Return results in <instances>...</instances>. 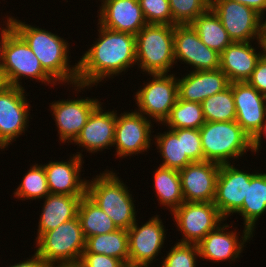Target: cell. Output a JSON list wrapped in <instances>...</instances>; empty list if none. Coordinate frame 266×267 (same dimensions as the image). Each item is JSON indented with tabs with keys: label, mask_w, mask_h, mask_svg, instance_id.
I'll use <instances>...</instances> for the list:
<instances>
[{
	"label": "cell",
	"mask_w": 266,
	"mask_h": 267,
	"mask_svg": "<svg viewBox=\"0 0 266 267\" xmlns=\"http://www.w3.org/2000/svg\"><path fill=\"white\" fill-rule=\"evenodd\" d=\"M157 152L160 153L162 164L160 166L181 170L193 163L187 155H183L182 129H168L154 136Z\"/></svg>",
	"instance_id": "obj_31"
},
{
	"label": "cell",
	"mask_w": 266,
	"mask_h": 267,
	"mask_svg": "<svg viewBox=\"0 0 266 267\" xmlns=\"http://www.w3.org/2000/svg\"><path fill=\"white\" fill-rule=\"evenodd\" d=\"M210 8L233 42L263 41L265 17L254 9L231 0H210Z\"/></svg>",
	"instance_id": "obj_8"
},
{
	"label": "cell",
	"mask_w": 266,
	"mask_h": 267,
	"mask_svg": "<svg viewBox=\"0 0 266 267\" xmlns=\"http://www.w3.org/2000/svg\"><path fill=\"white\" fill-rule=\"evenodd\" d=\"M235 121L253 140L266 123V96L247 82H233Z\"/></svg>",
	"instance_id": "obj_17"
},
{
	"label": "cell",
	"mask_w": 266,
	"mask_h": 267,
	"mask_svg": "<svg viewBox=\"0 0 266 267\" xmlns=\"http://www.w3.org/2000/svg\"><path fill=\"white\" fill-rule=\"evenodd\" d=\"M129 187L109 169L87 180L86 195L95 202L114 222L118 229L128 230L135 222V200Z\"/></svg>",
	"instance_id": "obj_3"
},
{
	"label": "cell",
	"mask_w": 266,
	"mask_h": 267,
	"mask_svg": "<svg viewBox=\"0 0 266 267\" xmlns=\"http://www.w3.org/2000/svg\"><path fill=\"white\" fill-rule=\"evenodd\" d=\"M97 25L134 36L148 23L138 0H100ZM100 11V12H99Z\"/></svg>",
	"instance_id": "obj_19"
},
{
	"label": "cell",
	"mask_w": 266,
	"mask_h": 267,
	"mask_svg": "<svg viewBox=\"0 0 266 267\" xmlns=\"http://www.w3.org/2000/svg\"><path fill=\"white\" fill-rule=\"evenodd\" d=\"M254 9L262 17L266 11V0H231Z\"/></svg>",
	"instance_id": "obj_43"
},
{
	"label": "cell",
	"mask_w": 266,
	"mask_h": 267,
	"mask_svg": "<svg viewBox=\"0 0 266 267\" xmlns=\"http://www.w3.org/2000/svg\"><path fill=\"white\" fill-rule=\"evenodd\" d=\"M199 131L204 161L229 164L233 159L236 161L242 157L249 149L252 151V139L235 120L206 121Z\"/></svg>",
	"instance_id": "obj_4"
},
{
	"label": "cell",
	"mask_w": 266,
	"mask_h": 267,
	"mask_svg": "<svg viewBox=\"0 0 266 267\" xmlns=\"http://www.w3.org/2000/svg\"><path fill=\"white\" fill-rule=\"evenodd\" d=\"M15 31L25 40L39 59L43 69L58 84L77 83L78 63L70 65L68 41L46 29L26 24L13 17Z\"/></svg>",
	"instance_id": "obj_2"
},
{
	"label": "cell",
	"mask_w": 266,
	"mask_h": 267,
	"mask_svg": "<svg viewBox=\"0 0 266 267\" xmlns=\"http://www.w3.org/2000/svg\"><path fill=\"white\" fill-rule=\"evenodd\" d=\"M256 43L261 51H256L251 42H232L220 54L219 68L226 74L230 83L246 82L250 78L258 60L265 53L264 42Z\"/></svg>",
	"instance_id": "obj_23"
},
{
	"label": "cell",
	"mask_w": 266,
	"mask_h": 267,
	"mask_svg": "<svg viewBox=\"0 0 266 267\" xmlns=\"http://www.w3.org/2000/svg\"><path fill=\"white\" fill-rule=\"evenodd\" d=\"M80 98L53 101L49 106L62 143L73 144L92 111L101 103L96 98Z\"/></svg>",
	"instance_id": "obj_15"
},
{
	"label": "cell",
	"mask_w": 266,
	"mask_h": 267,
	"mask_svg": "<svg viewBox=\"0 0 266 267\" xmlns=\"http://www.w3.org/2000/svg\"><path fill=\"white\" fill-rule=\"evenodd\" d=\"M175 64L180 61L192 71L216 70L220 66V54L207 47L191 24L174 25Z\"/></svg>",
	"instance_id": "obj_14"
},
{
	"label": "cell",
	"mask_w": 266,
	"mask_h": 267,
	"mask_svg": "<svg viewBox=\"0 0 266 267\" xmlns=\"http://www.w3.org/2000/svg\"><path fill=\"white\" fill-rule=\"evenodd\" d=\"M83 253L112 256L121 260L128 267V230L117 229L108 234H99L88 237L86 239V248Z\"/></svg>",
	"instance_id": "obj_29"
},
{
	"label": "cell",
	"mask_w": 266,
	"mask_h": 267,
	"mask_svg": "<svg viewBox=\"0 0 266 267\" xmlns=\"http://www.w3.org/2000/svg\"><path fill=\"white\" fill-rule=\"evenodd\" d=\"M172 26L191 24L199 15L210 8V0H169Z\"/></svg>",
	"instance_id": "obj_35"
},
{
	"label": "cell",
	"mask_w": 266,
	"mask_h": 267,
	"mask_svg": "<svg viewBox=\"0 0 266 267\" xmlns=\"http://www.w3.org/2000/svg\"><path fill=\"white\" fill-rule=\"evenodd\" d=\"M82 153L77 152L68 161H50L43 167L51 194L86 195L87 179L81 178Z\"/></svg>",
	"instance_id": "obj_21"
},
{
	"label": "cell",
	"mask_w": 266,
	"mask_h": 267,
	"mask_svg": "<svg viewBox=\"0 0 266 267\" xmlns=\"http://www.w3.org/2000/svg\"><path fill=\"white\" fill-rule=\"evenodd\" d=\"M196 256H200L197 244L177 242L161 260L160 267H196Z\"/></svg>",
	"instance_id": "obj_36"
},
{
	"label": "cell",
	"mask_w": 266,
	"mask_h": 267,
	"mask_svg": "<svg viewBox=\"0 0 266 267\" xmlns=\"http://www.w3.org/2000/svg\"><path fill=\"white\" fill-rule=\"evenodd\" d=\"M232 227L231 225H219L216 229L210 231L197 245L199 248V258L203 260L215 261H236L240 258L241 252L244 250V245L249 242L253 234L244 227L242 236L240 237L237 232L227 231Z\"/></svg>",
	"instance_id": "obj_18"
},
{
	"label": "cell",
	"mask_w": 266,
	"mask_h": 267,
	"mask_svg": "<svg viewBox=\"0 0 266 267\" xmlns=\"http://www.w3.org/2000/svg\"><path fill=\"white\" fill-rule=\"evenodd\" d=\"M148 24L172 25L169 0H138Z\"/></svg>",
	"instance_id": "obj_37"
},
{
	"label": "cell",
	"mask_w": 266,
	"mask_h": 267,
	"mask_svg": "<svg viewBox=\"0 0 266 267\" xmlns=\"http://www.w3.org/2000/svg\"><path fill=\"white\" fill-rule=\"evenodd\" d=\"M153 177L157 200L172 213L184 202L179 171L159 166Z\"/></svg>",
	"instance_id": "obj_27"
},
{
	"label": "cell",
	"mask_w": 266,
	"mask_h": 267,
	"mask_svg": "<svg viewBox=\"0 0 266 267\" xmlns=\"http://www.w3.org/2000/svg\"><path fill=\"white\" fill-rule=\"evenodd\" d=\"M84 195L49 194L40 214L36 241L45 233L78 216V207Z\"/></svg>",
	"instance_id": "obj_25"
},
{
	"label": "cell",
	"mask_w": 266,
	"mask_h": 267,
	"mask_svg": "<svg viewBox=\"0 0 266 267\" xmlns=\"http://www.w3.org/2000/svg\"><path fill=\"white\" fill-rule=\"evenodd\" d=\"M246 82L260 94L266 96V53L258 60L255 69Z\"/></svg>",
	"instance_id": "obj_40"
},
{
	"label": "cell",
	"mask_w": 266,
	"mask_h": 267,
	"mask_svg": "<svg viewBox=\"0 0 266 267\" xmlns=\"http://www.w3.org/2000/svg\"><path fill=\"white\" fill-rule=\"evenodd\" d=\"M205 122L201 103L178 98L163 124L168 129H200Z\"/></svg>",
	"instance_id": "obj_32"
},
{
	"label": "cell",
	"mask_w": 266,
	"mask_h": 267,
	"mask_svg": "<svg viewBox=\"0 0 266 267\" xmlns=\"http://www.w3.org/2000/svg\"><path fill=\"white\" fill-rule=\"evenodd\" d=\"M171 214L182 233L179 242L188 244H198L226 220L213 202H183Z\"/></svg>",
	"instance_id": "obj_10"
},
{
	"label": "cell",
	"mask_w": 266,
	"mask_h": 267,
	"mask_svg": "<svg viewBox=\"0 0 266 267\" xmlns=\"http://www.w3.org/2000/svg\"><path fill=\"white\" fill-rule=\"evenodd\" d=\"M191 26L196 30L201 41L219 54L233 42L211 8L199 15Z\"/></svg>",
	"instance_id": "obj_28"
},
{
	"label": "cell",
	"mask_w": 266,
	"mask_h": 267,
	"mask_svg": "<svg viewBox=\"0 0 266 267\" xmlns=\"http://www.w3.org/2000/svg\"><path fill=\"white\" fill-rule=\"evenodd\" d=\"M77 267H127L121 260L103 254L83 253Z\"/></svg>",
	"instance_id": "obj_39"
},
{
	"label": "cell",
	"mask_w": 266,
	"mask_h": 267,
	"mask_svg": "<svg viewBox=\"0 0 266 267\" xmlns=\"http://www.w3.org/2000/svg\"><path fill=\"white\" fill-rule=\"evenodd\" d=\"M78 217L85 239L99 234H108L118 229L113 220L87 195L80 200Z\"/></svg>",
	"instance_id": "obj_30"
},
{
	"label": "cell",
	"mask_w": 266,
	"mask_h": 267,
	"mask_svg": "<svg viewBox=\"0 0 266 267\" xmlns=\"http://www.w3.org/2000/svg\"><path fill=\"white\" fill-rule=\"evenodd\" d=\"M50 194L47 176L42 164H33L25 173L19 186L15 189L14 197L21 200L44 199Z\"/></svg>",
	"instance_id": "obj_34"
},
{
	"label": "cell",
	"mask_w": 266,
	"mask_h": 267,
	"mask_svg": "<svg viewBox=\"0 0 266 267\" xmlns=\"http://www.w3.org/2000/svg\"><path fill=\"white\" fill-rule=\"evenodd\" d=\"M166 230L159 215L150 218L142 226L136 222L128 229V267L150 266L161 253Z\"/></svg>",
	"instance_id": "obj_13"
},
{
	"label": "cell",
	"mask_w": 266,
	"mask_h": 267,
	"mask_svg": "<svg viewBox=\"0 0 266 267\" xmlns=\"http://www.w3.org/2000/svg\"><path fill=\"white\" fill-rule=\"evenodd\" d=\"M10 85L23 87L22 77L26 80L41 81L46 85L56 82L41 66L39 59L32 52L25 40L14 31L5 46L2 65Z\"/></svg>",
	"instance_id": "obj_9"
},
{
	"label": "cell",
	"mask_w": 266,
	"mask_h": 267,
	"mask_svg": "<svg viewBox=\"0 0 266 267\" xmlns=\"http://www.w3.org/2000/svg\"><path fill=\"white\" fill-rule=\"evenodd\" d=\"M98 27L99 38L77 61V83L72 85L76 92L91 89L104 78L118 76L136 65L135 36Z\"/></svg>",
	"instance_id": "obj_1"
},
{
	"label": "cell",
	"mask_w": 266,
	"mask_h": 267,
	"mask_svg": "<svg viewBox=\"0 0 266 267\" xmlns=\"http://www.w3.org/2000/svg\"><path fill=\"white\" fill-rule=\"evenodd\" d=\"M7 21L5 23V27H1V32H0V65H2L3 62V56H4V50L6 43L10 37V35L15 31L14 27V20L12 16L7 15Z\"/></svg>",
	"instance_id": "obj_41"
},
{
	"label": "cell",
	"mask_w": 266,
	"mask_h": 267,
	"mask_svg": "<svg viewBox=\"0 0 266 267\" xmlns=\"http://www.w3.org/2000/svg\"><path fill=\"white\" fill-rule=\"evenodd\" d=\"M243 217L244 226L252 234L258 218L266 213V173L257 171L247 182V192L242 207L236 212Z\"/></svg>",
	"instance_id": "obj_26"
},
{
	"label": "cell",
	"mask_w": 266,
	"mask_h": 267,
	"mask_svg": "<svg viewBox=\"0 0 266 267\" xmlns=\"http://www.w3.org/2000/svg\"><path fill=\"white\" fill-rule=\"evenodd\" d=\"M152 80L143 83V88L135 92L137 112L163 125L178 99V80L175 74H148Z\"/></svg>",
	"instance_id": "obj_7"
},
{
	"label": "cell",
	"mask_w": 266,
	"mask_h": 267,
	"mask_svg": "<svg viewBox=\"0 0 266 267\" xmlns=\"http://www.w3.org/2000/svg\"><path fill=\"white\" fill-rule=\"evenodd\" d=\"M24 87L10 86L0 92V148L4 150L27 130L31 107ZM28 124V125H27ZM14 140V141H13Z\"/></svg>",
	"instance_id": "obj_12"
},
{
	"label": "cell",
	"mask_w": 266,
	"mask_h": 267,
	"mask_svg": "<svg viewBox=\"0 0 266 267\" xmlns=\"http://www.w3.org/2000/svg\"><path fill=\"white\" fill-rule=\"evenodd\" d=\"M120 115V116H118ZM153 124L136 109L131 112L117 114L114 133V143L117 158H125L147 152L150 149ZM152 135V136H151Z\"/></svg>",
	"instance_id": "obj_11"
},
{
	"label": "cell",
	"mask_w": 266,
	"mask_h": 267,
	"mask_svg": "<svg viewBox=\"0 0 266 267\" xmlns=\"http://www.w3.org/2000/svg\"><path fill=\"white\" fill-rule=\"evenodd\" d=\"M205 121L227 122L236 119L233 97V83L224 91L214 94L201 102Z\"/></svg>",
	"instance_id": "obj_33"
},
{
	"label": "cell",
	"mask_w": 266,
	"mask_h": 267,
	"mask_svg": "<svg viewBox=\"0 0 266 267\" xmlns=\"http://www.w3.org/2000/svg\"><path fill=\"white\" fill-rule=\"evenodd\" d=\"M100 103L90 114L80 134L73 142L84 147L89 153L112 147L116 124V111H104Z\"/></svg>",
	"instance_id": "obj_22"
},
{
	"label": "cell",
	"mask_w": 266,
	"mask_h": 267,
	"mask_svg": "<svg viewBox=\"0 0 266 267\" xmlns=\"http://www.w3.org/2000/svg\"><path fill=\"white\" fill-rule=\"evenodd\" d=\"M182 146L183 155H187V157L192 162L204 161V154L201 144V134L199 129L183 128Z\"/></svg>",
	"instance_id": "obj_38"
},
{
	"label": "cell",
	"mask_w": 266,
	"mask_h": 267,
	"mask_svg": "<svg viewBox=\"0 0 266 267\" xmlns=\"http://www.w3.org/2000/svg\"><path fill=\"white\" fill-rule=\"evenodd\" d=\"M10 86L11 85L8 81L7 76H6V72L3 69V67L0 65V92L6 90Z\"/></svg>",
	"instance_id": "obj_45"
},
{
	"label": "cell",
	"mask_w": 266,
	"mask_h": 267,
	"mask_svg": "<svg viewBox=\"0 0 266 267\" xmlns=\"http://www.w3.org/2000/svg\"><path fill=\"white\" fill-rule=\"evenodd\" d=\"M189 72L181 79L177 77L179 99L201 103L230 86L228 77L220 68Z\"/></svg>",
	"instance_id": "obj_24"
},
{
	"label": "cell",
	"mask_w": 266,
	"mask_h": 267,
	"mask_svg": "<svg viewBox=\"0 0 266 267\" xmlns=\"http://www.w3.org/2000/svg\"><path fill=\"white\" fill-rule=\"evenodd\" d=\"M53 267H77V266H53Z\"/></svg>",
	"instance_id": "obj_47"
},
{
	"label": "cell",
	"mask_w": 266,
	"mask_h": 267,
	"mask_svg": "<svg viewBox=\"0 0 266 267\" xmlns=\"http://www.w3.org/2000/svg\"><path fill=\"white\" fill-rule=\"evenodd\" d=\"M9 267H50L44 259L35 251L34 255L30 258H27L25 261H20L10 265Z\"/></svg>",
	"instance_id": "obj_42"
},
{
	"label": "cell",
	"mask_w": 266,
	"mask_h": 267,
	"mask_svg": "<svg viewBox=\"0 0 266 267\" xmlns=\"http://www.w3.org/2000/svg\"><path fill=\"white\" fill-rule=\"evenodd\" d=\"M263 135L264 137H266V123L261 129V131L257 134V136L252 140V153L256 152L255 154H257L260 151V148H262L261 140H263Z\"/></svg>",
	"instance_id": "obj_44"
},
{
	"label": "cell",
	"mask_w": 266,
	"mask_h": 267,
	"mask_svg": "<svg viewBox=\"0 0 266 267\" xmlns=\"http://www.w3.org/2000/svg\"><path fill=\"white\" fill-rule=\"evenodd\" d=\"M135 42L136 64L143 74L168 73L173 68L174 26L147 24L136 34Z\"/></svg>",
	"instance_id": "obj_5"
},
{
	"label": "cell",
	"mask_w": 266,
	"mask_h": 267,
	"mask_svg": "<svg viewBox=\"0 0 266 267\" xmlns=\"http://www.w3.org/2000/svg\"><path fill=\"white\" fill-rule=\"evenodd\" d=\"M263 42H264L265 53H266V19L264 20Z\"/></svg>",
	"instance_id": "obj_46"
},
{
	"label": "cell",
	"mask_w": 266,
	"mask_h": 267,
	"mask_svg": "<svg viewBox=\"0 0 266 267\" xmlns=\"http://www.w3.org/2000/svg\"><path fill=\"white\" fill-rule=\"evenodd\" d=\"M235 164H222L218 173L213 203L221 215L227 219L243 205L247 192V182L254 173L241 171Z\"/></svg>",
	"instance_id": "obj_16"
},
{
	"label": "cell",
	"mask_w": 266,
	"mask_h": 267,
	"mask_svg": "<svg viewBox=\"0 0 266 267\" xmlns=\"http://www.w3.org/2000/svg\"><path fill=\"white\" fill-rule=\"evenodd\" d=\"M36 252L50 266H77L86 248L79 217L45 232L37 241Z\"/></svg>",
	"instance_id": "obj_6"
},
{
	"label": "cell",
	"mask_w": 266,
	"mask_h": 267,
	"mask_svg": "<svg viewBox=\"0 0 266 267\" xmlns=\"http://www.w3.org/2000/svg\"><path fill=\"white\" fill-rule=\"evenodd\" d=\"M220 164L193 162L179 170L184 202H213Z\"/></svg>",
	"instance_id": "obj_20"
}]
</instances>
